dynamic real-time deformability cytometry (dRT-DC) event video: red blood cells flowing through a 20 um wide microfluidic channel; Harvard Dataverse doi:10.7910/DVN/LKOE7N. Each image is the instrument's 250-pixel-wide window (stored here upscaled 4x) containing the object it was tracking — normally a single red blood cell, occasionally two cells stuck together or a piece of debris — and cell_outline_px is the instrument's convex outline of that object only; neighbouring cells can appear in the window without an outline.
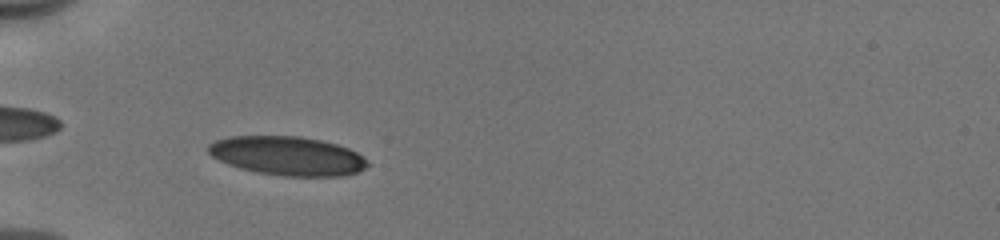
{"species": "human", "species_latin": "Homo sapiens", "temperature_condition": "cold", "stored_images_in_passage": 44, "camera_frame_rate_fps": 3000, "um_per_image_px": 0.085, "donor": {"sex": "male"}, "frame": {"image": 1, "passage_image": 9, "time_ms": 2.667, "image_size_px": [1000, 240], "cell_outline_px": [[368, 164], [364, 168], [356, 172], [340, 176], [284, 176], [256, 172], [240, 168], [228, 164], [212, 156], [208, 152], [208, 144], [216, 140], [228, 136], [300, 136], [320, 140], [336, 144], [348, 148], [356, 152], [368, 160]], "centroid_in_image_um": [24.42, 13.24], "position_along_channel_um": 60.6, "area_um2": 36.01}}
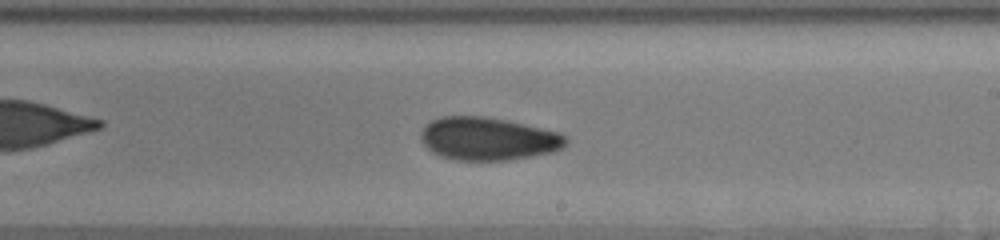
{"frame": {"image": 2, "passage_image": 24, "time_ms": 7.667, "image_size_px": [1000, 240], "cell_outline_px": [[568, 144], [564, 148], [556, 152], [508, 160], [452, 160], [440, 156], [432, 152], [420, 140], [420, 132], [432, 120], [440, 116], [484, 116], [504, 120], [560, 132], [568, 136]], "centroid_in_image_um": [41.52, 11.8], "position_along_channel_um": 247.5, "area_um2": 36.59}}
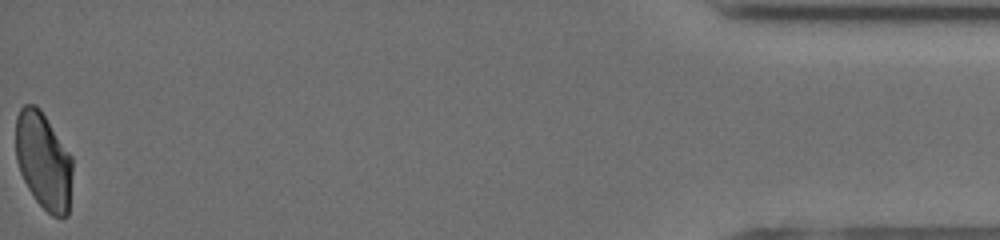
{"frame": {"image": 3, "passage_image": 44, "time_ms": 14.333, "image_size_px": [1000, 240], "cell_outline_px": [[72, 172], [68, 216], [52, 216], [36, 200], [28, 188], [20, 172], [16, 160], [16, 116], [20, 108], [24, 104], [36, 104], [40, 108], [72, 156]], "centroid_in_image_um": [3.69, 13.64], "position_along_channel_um": 431.5, "area_um2": 32.14}, "authors_computed_cell_mechanics": {"area_um2": 35.258, "velocity_mm_per_s": 3.9715, "shape_relaxation_time_tau1_ms": 10.3713, "shape_relaxation_time_tau2_ms": 2.3614, "deformation_change_tau1": 0.1856, "deformation_change_tau2": 0.0717}}